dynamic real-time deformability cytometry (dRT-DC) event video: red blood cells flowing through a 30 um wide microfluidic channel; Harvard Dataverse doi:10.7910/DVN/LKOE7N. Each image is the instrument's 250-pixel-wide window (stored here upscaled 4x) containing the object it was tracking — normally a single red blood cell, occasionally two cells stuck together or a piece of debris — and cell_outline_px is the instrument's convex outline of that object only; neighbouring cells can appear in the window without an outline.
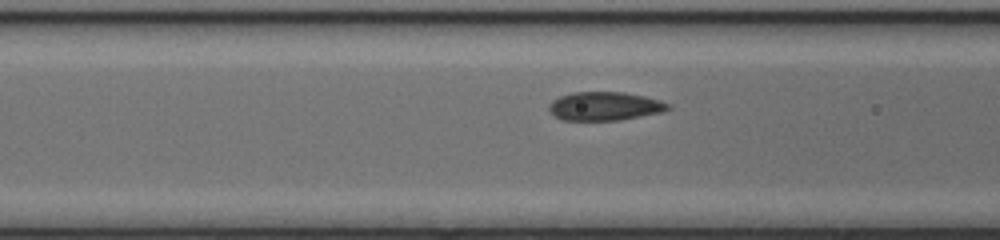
{"species": "common noctule bat (a hibernating species)", "species_latin": "Nyctalus noctula", "temperature_condition": "cold", "stored_images_in_passage": 27, "camera_frame_rate_fps": 3000, "um_per_image_px": 0.085, "animal": {"sex": "female", "body_mass_g": 17.0, "forearm_length_mm": 48.0}, "frame": {"image": 1, "passage_image": 7, "time_ms": 2.0, "image_size_px": [1000, 240], "cell_outline_px": [[672, 108], [664, 112], [620, 120], [560, 120], [548, 112], [548, 104], [552, 100], [560, 96], [572, 92], [624, 92], [644, 96], [660, 100], [672, 104]], "centroid_in_image_um": [51.41, 9.03], "position_along_channel_um": 115.2, "area_um2": 20.23}}
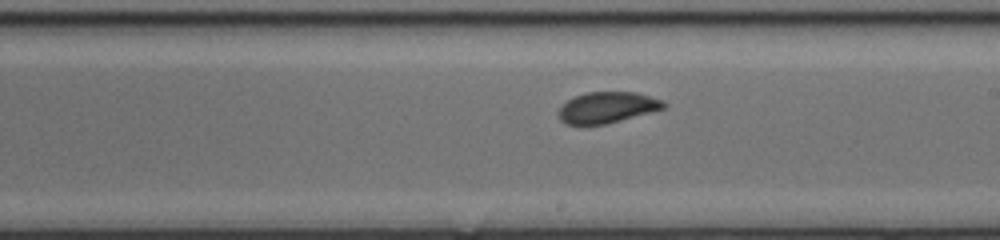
{"frame": {"image": 2, "passage_image": 16, "time_ms": 5.0, "image_size_px": [1000, 240], "cell_outline_px": [[668, 104], [664, 108], [608, 124], [580, 128], [564, 124], [560, 120], [556, 112], [568, 100], [576, 96], [588, 92], [636, 92], [664, 100]], "centroid_in_image_um": [51.56, 9.18], "position_along_channel_um": 237.4, "area_um2": 19.65}}
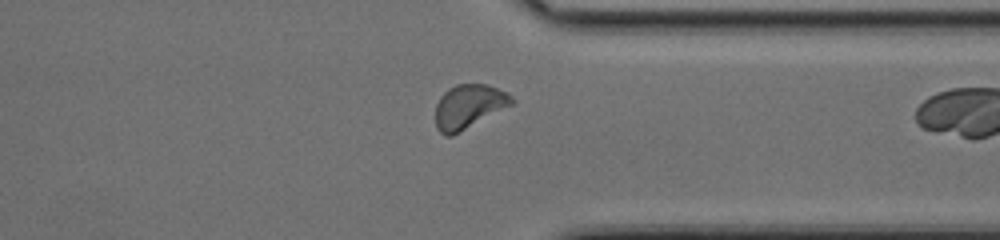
{"frame": {"image": 3, "passage_image": 26, "time_ms": 8.333, "image_size_px": [1000, 240], "cell_outline_px": [[516, 100], [512, 104], [460, 132], [452, 136], [444, 136], [436, 128], [436, 104], [440, 96], [448, 88], [456, 84], [488, 84], [508, 92]], "centroid_in_image_um": [39.84, 9.04], "position_along_channel_um": 371.6, "area_um2": 19.65}}